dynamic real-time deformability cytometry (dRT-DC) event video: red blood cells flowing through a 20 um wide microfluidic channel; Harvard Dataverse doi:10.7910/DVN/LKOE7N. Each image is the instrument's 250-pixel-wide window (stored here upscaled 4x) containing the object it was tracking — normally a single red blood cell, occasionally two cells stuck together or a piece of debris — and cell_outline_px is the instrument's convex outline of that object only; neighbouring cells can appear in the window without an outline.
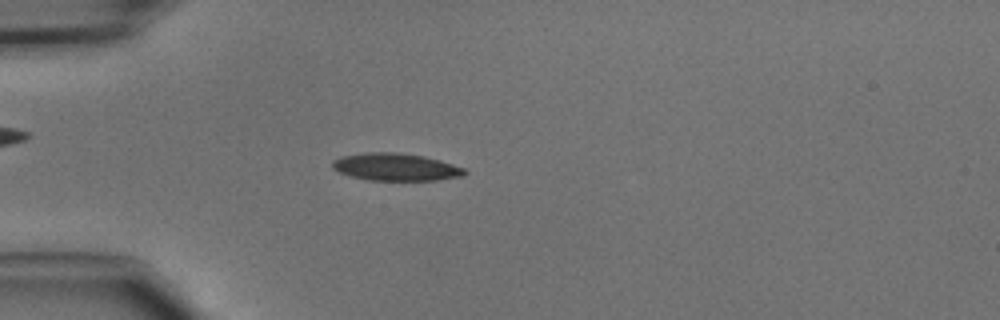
{"species": "common noctule bat (a hibernating species)", "species_latin": "Nyctalus noctula", "temperature_condition": "cold", "stored_images_in_passage": 46, "camera_frame_rate_fps": 3000, "um_per_image_px": 0.085, "animal": {"sex": "male", "body_mass_g": 15.6}, "frame": {"image": 1, "passage_image": 13, "time_ms": 4.0, "image_size_px": [1000, 320], "cell_outline_px": [[468, 172], [464, 176], [436, 180], [368, 180], [352, 176], [340, 172], [332, 168], [332, 160], [340, 156], [368, 152], [396, 152], [424, 156], [440, 160], [464, 168]], "centroid_in_image_um": [33.64, 14.19], "position_along_channel_um": 51.4, "area_um2": 21.15}}
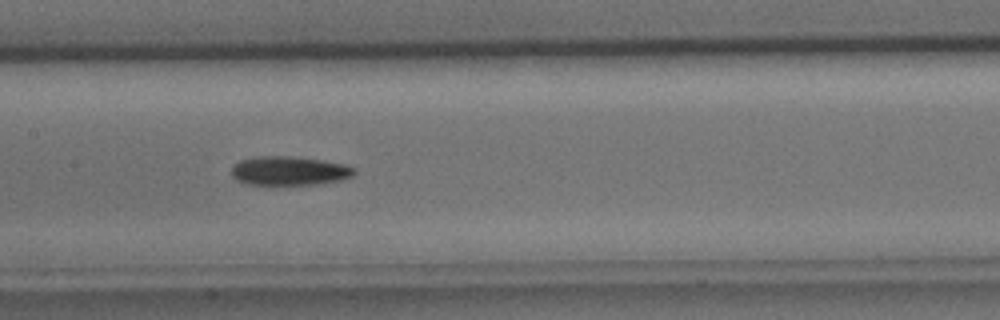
{"frame": {"image": 2, "passage_image": 23, "time_ms": 7.333, "image_size_px": [1000, 320], "cell_outline_px": [[356, 172], [352, 176], [340, 180], [324, 184], [248, 184], [236, 180], [232, 176], [232, 164], [240, 160], [256, 156], [296, 156], [344, 164], [356, 168]], "centroid_in_image_um": [24.59, 14.51], "position_along_channel_um": 182.8, "area_um2": 20.87}}
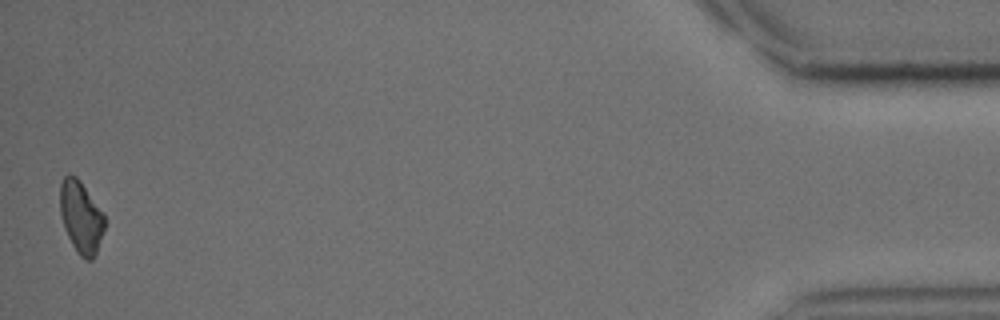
{"frame": {"image": 3, "passage_image": 46, "time_ms": 15.0, "image_size_px": [1000, 320], "cell_outline_px": [[104, 228], [96, 252], [92, 260], [84, 260], [76, 252], [64, 228], [60, 212], [60, 184], [64, 176], [68, 172], [76, 176], [80, 180], [104, 212]], "centroid_in_image_um": [6.87, 18.42], "position_along_channel_um": 428.3, "area_um2": 18.84}}